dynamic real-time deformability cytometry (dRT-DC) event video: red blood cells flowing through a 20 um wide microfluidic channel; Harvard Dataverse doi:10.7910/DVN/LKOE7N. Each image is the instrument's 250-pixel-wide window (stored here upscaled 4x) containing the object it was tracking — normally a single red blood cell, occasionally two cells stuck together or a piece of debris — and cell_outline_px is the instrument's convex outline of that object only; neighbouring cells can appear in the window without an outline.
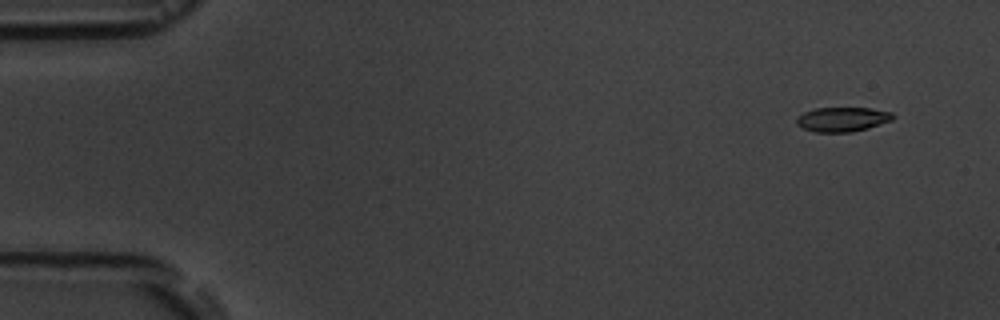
{"species": "common noctule bat (a hibernating species)", "species_latin": "Nyctalus noctula", "temperature_condition": "room temperature", "stored_images_in_passage": 4, "camera_frame_rate_fps": 3000, "um_per_image_px": 0.085, "animal": {"sex": "male", "body_mass_g": 19.5, "forearm_length_mm": 54.6}, "frame": {"image": 1, "passage_image": 1, "time_ms": 0.0, "image_size_px": [1000, 320], "cell_outline_px": [[896, 116], [892, 120], [868, 128], [852, 132], [816, 132], [804, 128], [796, 124], [796, 120], [804, 112], [816, 108], [872, 108], [892, 112]], "centroid_in_image_um": [71.65, 10.14], "position_along_channel_um": 13.4, "area_um2": 13.7}}